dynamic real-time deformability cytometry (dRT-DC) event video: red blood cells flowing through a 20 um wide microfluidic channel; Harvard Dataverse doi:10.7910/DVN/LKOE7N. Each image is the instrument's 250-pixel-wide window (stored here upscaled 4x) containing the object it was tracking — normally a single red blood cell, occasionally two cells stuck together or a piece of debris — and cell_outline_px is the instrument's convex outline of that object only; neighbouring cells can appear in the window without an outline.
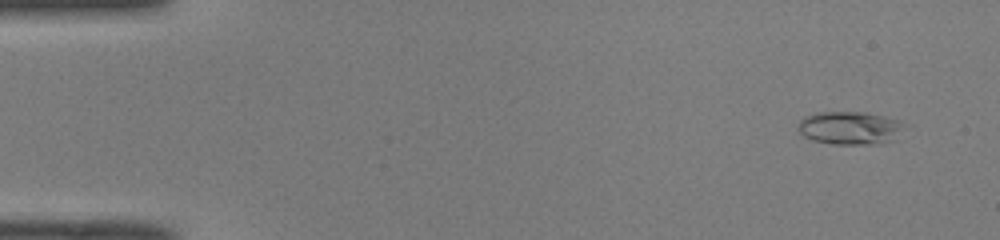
{"species": "common noctule bat (a hibernating species)", "species_latin": "Nyctalus noctula", "temperature_condition": "room temperature", "stored_images_in_passage": 13, "camera_frame_rate_fps": 3000, "um_per_image_px": 0.085, "animal": {"sex": "male", "body_mass_g": 19.0, "forearm_length_mm": 50.8}, "frame": {"image": 1, "passage_image": 1, "time_ms": 0.0, "image_size_px": [1000, 240], "cell_outline_px": [[908, 124], [900, 140], [880, 144], [832, 144], [812, 140], [804, 136], [796, 128], [800, 120], [804, 116], [816, 112], [864, 112], [884, 116]], "centroid_in_image_um": [72.33, 10.89], "position_along_channel_um": 12.7, "area_um2": 21.21}}
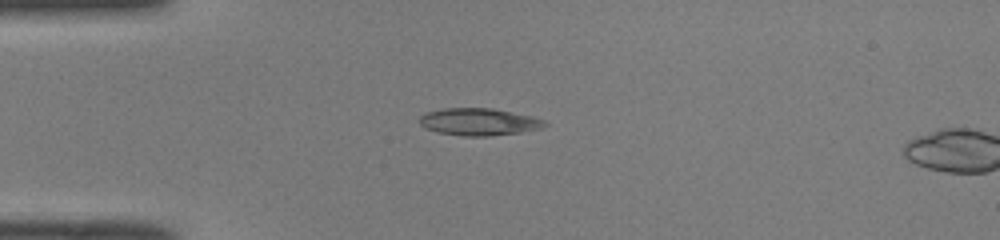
{"frame": {"image": 2, "passage_image": 11, "time_ms": 3.333, "image_size_px": [1000, 240], "cell_outline_px": [[548, 124], [540, 128], [520, 132], [488, 136], [464, 136], [440, 132], [428, 128], [420, 124], [420, 116], [424, 112], [444, 108], [492, 108], [532, 116], [544, 120]], "centroid_in_image_um": [40.71, 10.34], "position_along_channel_um": 44.3, "area_um2": 19.65}}